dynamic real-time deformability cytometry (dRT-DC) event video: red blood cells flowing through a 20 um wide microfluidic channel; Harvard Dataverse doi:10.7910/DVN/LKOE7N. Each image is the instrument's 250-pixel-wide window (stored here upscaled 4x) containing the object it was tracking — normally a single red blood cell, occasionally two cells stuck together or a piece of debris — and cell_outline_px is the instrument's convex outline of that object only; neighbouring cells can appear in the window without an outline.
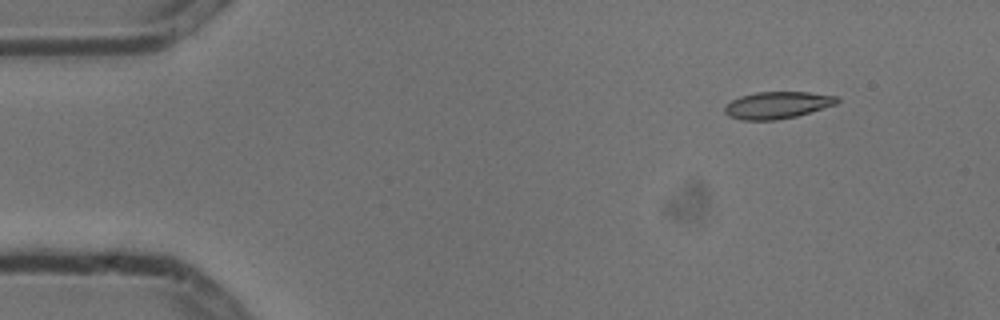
{"species": "common noctule bat (a hibernating species)", "species_latin": "Nyctalus noctula", "temperature_condition": "cold", "stored_images_in_passage": 3, "camera_frame_rate_fps": 3000, "um_per_image_px": 0.085, "animal": {"sex": "male", "body_mass_g": 13.3}, "frame": {"image": 1, "passage_image": 1, "time_ms": 0.0, "image_size_px": [1000, 320], "cell_outline_px": [[840, 100], [836, 104], [796, 116], [776, 120], [744, 120], [728, 116], [724, 112], [724, 108], [732, 100], [740, 96], [756, 92], [808, 92], [836, 96]], "centroid_in_image_um": [66.05, 8.93], "position_along_channel_um": 18.9, "area_um2": 17.51}}
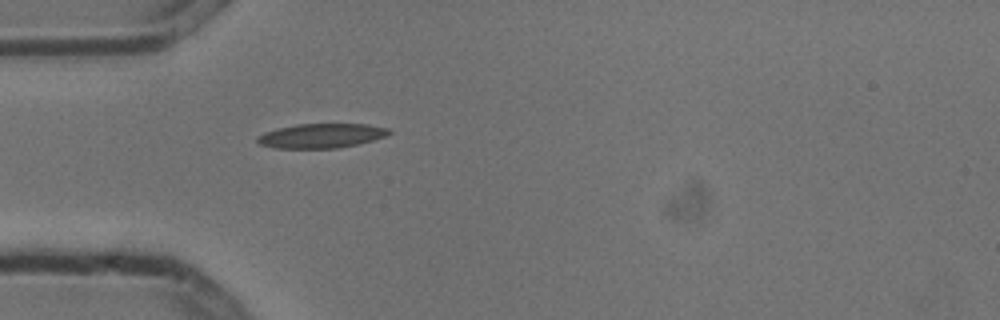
{"frame": {"image": 2, "passage_image": 3, "time_ms": 0.667, "image_size_px": [1000, 320], "cell_outline_px": [[392, 132], [384, 136], [372, 140], [340, 148], [272, 148], [260, 144], [256, 140], [256, 136], [264, 132], [276, 128], [296, 124], [368, 124], [388, 128]], "centroid_in_image_um": [27.26, 11.53], "position_along_channel_um": 57.7, "area_um2": 18.79}}